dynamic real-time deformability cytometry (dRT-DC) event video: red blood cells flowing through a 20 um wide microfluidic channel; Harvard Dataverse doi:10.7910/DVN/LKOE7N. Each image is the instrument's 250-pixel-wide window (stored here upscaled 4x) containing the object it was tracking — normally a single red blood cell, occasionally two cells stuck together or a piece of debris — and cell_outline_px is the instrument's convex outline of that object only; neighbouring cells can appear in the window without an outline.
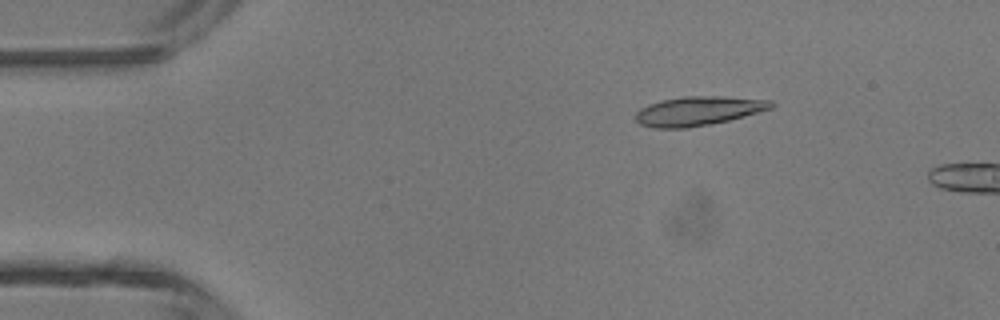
{"species": "common noctule bat (a hibernating species)", "species_latin": "Nyctalus noctula", "temperature_condition": "room temperature", "stored_images_in_passage": 9, "camera_frame_rate_fps": 3000, "um_per_image_px": 0.085, "animal": {"sex": "male", "body_mass_g": 13.3}, "frame": {"image": 1, "passage_image": 7, "time_ms": 2.0, "image_size_px": [1000, 320], "cell_outline_px": [[776, 104], [772, 108], [744, 116], [712, 124], [688, 128], [652, 128], [640, 124], [636, 120], [636, 112], [640, 108], [648, 104], [660, 100], [684, 96], [724, 96], [772, 100]], "centroid_in_image_um": [59.35, 9.43], "position_along_channel_um": 25.6, "area_um2": 23.24}}